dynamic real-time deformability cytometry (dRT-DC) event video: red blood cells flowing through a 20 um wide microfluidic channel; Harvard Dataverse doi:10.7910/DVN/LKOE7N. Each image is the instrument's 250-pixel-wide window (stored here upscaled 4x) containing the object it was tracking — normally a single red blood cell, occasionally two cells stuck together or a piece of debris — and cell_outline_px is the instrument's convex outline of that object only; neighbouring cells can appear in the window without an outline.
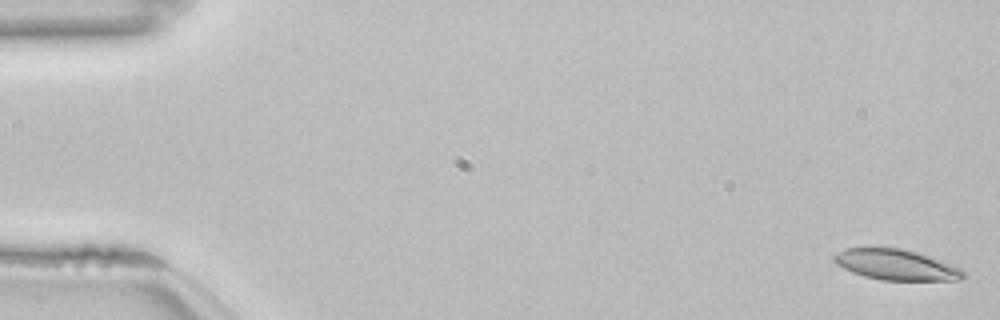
{"species": "common noctule bat (a hibernating species)", "species_latin": "Nyctalus noctula", "temperature_condition": "room temperature", "stored_images_in_passage": 53, "camera_frame_rate_fps": 3000, "um_per_image_px": 0.085, "animal": {"sex": "female", "body_mass_g": 22.7, "forearm_length_mm": 54.2}, "frame": {"image": 1, "passage_image": 1, "time_ms": 0.0, "image_size_px": [1000, 320], "cell_outline_px": [[968, 276], [960, 280], [880, 280], [864, 276], [852, 272], [836, 264], [832, 260], [832, 256], [836, 252], [844, 248], [900, 248], [916, 252], [928, 256], [960, 268]], "centroid_in_image_um": [76.13, 22.51], "position_along_channel_um": 8.9, "area_um2": 23.0}}
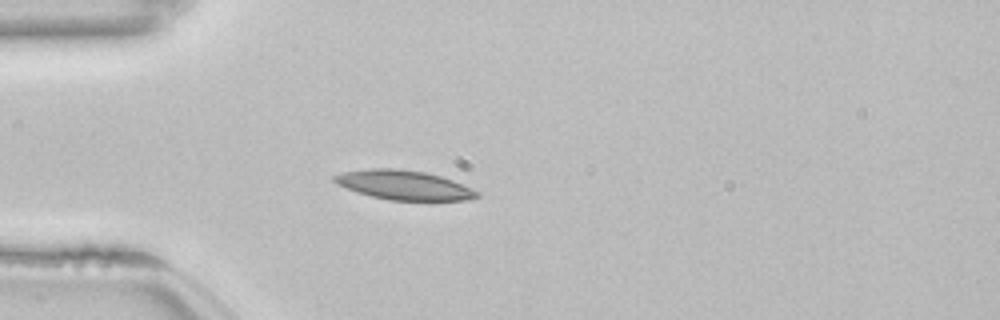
{"frame": {"image": 2, "passage_image": 15, "time_ms": 4.667, "image_size_px": [1000, 320], "cell_outline_px": [[480, 196], [464, 200], [388, 200], [356, 192], [336, 184], [332, 180], [332, 176], [340, 172], [372, 168], [396, 168], [424, 172], [440, 176], [452, 180], [480, 192]], "centroid_in_image_um": [34.28, 15.72], "position_along_channel_um": 50.7, "area_um2": 24.39}}
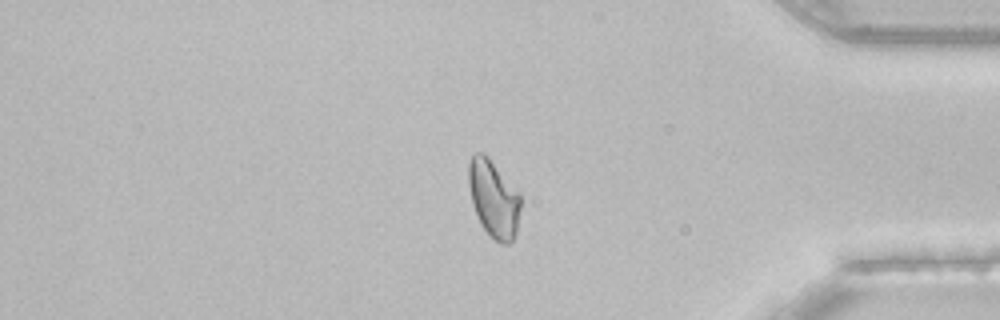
{"frame": {"image": 3, "passage_image": 45, "time_ms": 14.667, "image_size_px": [1000, 320], "cell_outline_px": [[520, 208], [516, 232], [512, 240], [508, 244], [500, 244], [480, 224], [472, 204], [468, 184], [468, 164], [472, 156], [476, 152], [484, 152], [488, 156], [520, 192]], "centroid_in_image_um": [41.95, 16.85], "position_along_channel_um": 393.2, "area_um2": 23.52}}